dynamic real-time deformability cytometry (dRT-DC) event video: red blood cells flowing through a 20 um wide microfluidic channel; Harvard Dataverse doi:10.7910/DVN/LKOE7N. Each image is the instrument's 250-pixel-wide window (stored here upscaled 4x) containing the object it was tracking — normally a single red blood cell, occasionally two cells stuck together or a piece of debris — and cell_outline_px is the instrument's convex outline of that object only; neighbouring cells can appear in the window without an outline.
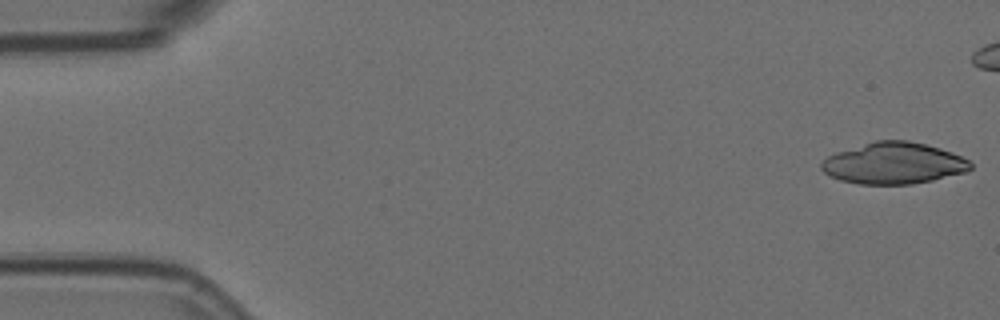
{"species": "Egyptian fruit bat (a non-hibernating species)", "species_latin": "Rousettus aegyptiacus", "temperature_condition": "room temperature", "stored_images_in_passage": 16, "camera_frame_rate_fps": 3000, "um_per_image_px": 0.085, "animal": {"sex": "female"}, "frame": {"image": 1, "passage_image": 1, "time_ms": 0.0, "image_size_px": [1000, 320], "cell_outline_px": [[972, 168], [968, 172], [932, 180], [912, 184], [860, 184], [840, 180], [824, 172], [820, 168], [820, 164], [828, 156], [836, 152], [876, 140], [908, 140], [940, 148], [952, 152], [968, 160], [972, 164]], "centroid_in_image_um": [75.98, 13.88], "position_along_channel_um": 9.0, "area_um2": 35.95}}